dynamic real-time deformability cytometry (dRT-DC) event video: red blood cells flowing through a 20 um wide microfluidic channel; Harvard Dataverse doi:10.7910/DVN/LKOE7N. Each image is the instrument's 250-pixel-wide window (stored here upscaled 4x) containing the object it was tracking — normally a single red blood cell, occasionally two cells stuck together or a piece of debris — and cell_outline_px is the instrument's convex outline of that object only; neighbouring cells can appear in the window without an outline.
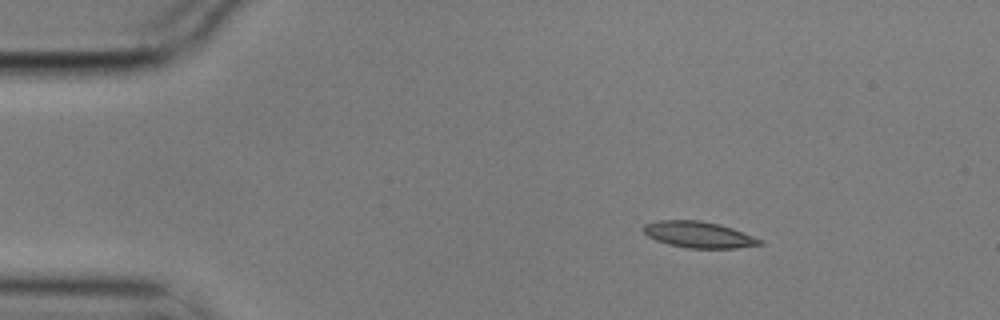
{"species": "common noctule bat (a hibernating species)", "species_latin": "Nyctalus noctula", "temperature_condition": "cold", "stored_images_in_passage": 4, "camera_frame_rate_fps": 3000, "um_per_image_px": 0.085, "animal": {"sex": "male", "body_mass_g": 17.9}, "frame": {"image": 1, "passage_image": 1, "time_ms": 0.0, "image_size_px": [1000, 320], "cell_outline_px": [[764, 244], [736, 248], [688, 248], [668, 244], [656, 240], [648, 236], [640, 228], [644, 224], [660, 220], [700, 220], [720, 224], [732, 228], [764, 240]], "centroid_in_image_um": [59.39, 19.94], "position_along_channel_um": 25.6, "area_um2": 17.92}}
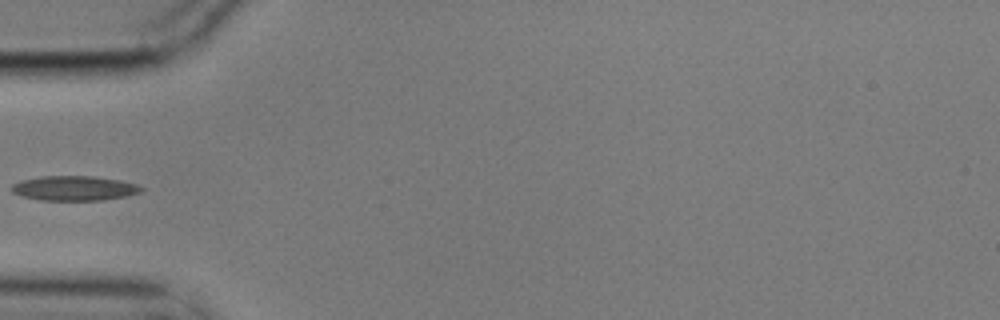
{"frame": {"image": 2, "passage_image": 4, "time_ms": 1.0, "image_size_px": [1000, 320], "cell_outline_px": [[144, 192], [104, 200], [40, 200], [20, 196], [12, 192], [12, 184], [20, 180], [40, 176], [96, 176], [120, 180], [136, 184], [144, 188]], "centroid_in_image_um": [6.31, 15.99], "position_along_channel_um": 78.7, "area_um2": 18.84}}